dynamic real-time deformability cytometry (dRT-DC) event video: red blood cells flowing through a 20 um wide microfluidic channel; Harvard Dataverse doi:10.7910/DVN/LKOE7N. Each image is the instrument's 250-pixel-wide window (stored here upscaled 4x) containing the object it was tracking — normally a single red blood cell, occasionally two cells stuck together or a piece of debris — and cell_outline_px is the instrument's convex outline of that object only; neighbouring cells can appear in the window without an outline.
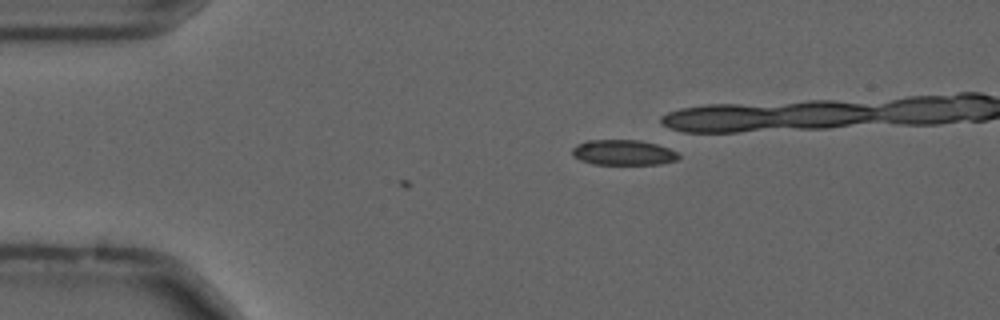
{"species": "common noctule bat (a hibernating species)", "species_latin": "Nyctalus noctula", "temperature_condition": "cold", "stored_images_in_passage": 3, "camera_frame_rate_fps": 3000, "um_per_image_px": 0.085, "animal": {"sex": "male", "forearm_length_mm": 52.5}, "frame": {"image": 1, "passage_image": 1, "time_ms": 0.0, "image_size_px": [1000, 320], "cell_outline_px": [[680, 156], [676, 160], [660, 164], [592, 164], [580, 160], [572, 156], [572, 148], [576, 144], [588, 140], [640, 140], [656, 144], [668, 148], [676, 152]], "centroid_in_image_um": [52.94, 12.96], "position_along_channel_um": 32.1, "area_um2": 15.72}}